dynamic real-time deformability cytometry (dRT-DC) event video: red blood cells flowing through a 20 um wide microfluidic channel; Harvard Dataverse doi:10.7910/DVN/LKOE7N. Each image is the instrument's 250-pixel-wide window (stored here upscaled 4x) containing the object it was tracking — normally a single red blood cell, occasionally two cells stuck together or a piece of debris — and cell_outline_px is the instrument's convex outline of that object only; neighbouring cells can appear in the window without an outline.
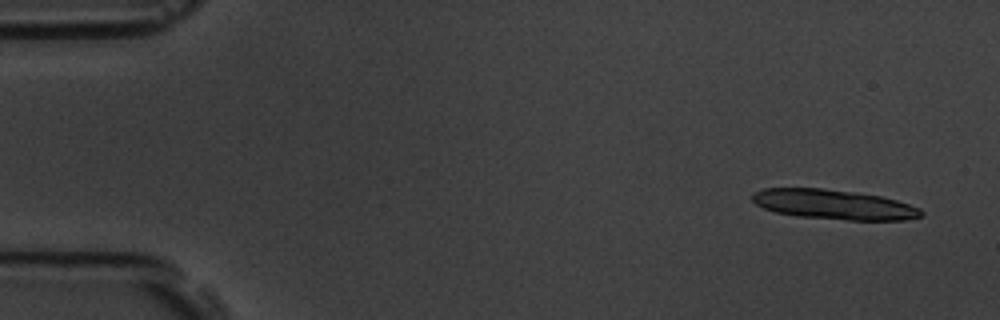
{"species": "common noctule bat (a hibernating species)", "species_latin": "Nyctalus noctula", "temperature_condition": "room temperature", "stored_images_in_passage": 6, "camera_frame_rate_fps": 3000, "um_per_image_px": 0.085, "animal": {"sex": "male", "body_mass_g": 19.5, "forearm_length_mm": 54.6}, "frame": {"image": 1, "passage_image": 1, "time_ms": 0.0, "image_size_px": [1000, 320], "cell_outline_px": [[924, 216], [904, 220], [848, 220], [796, 216], [776, 212], [764, 208], [756, 204], [752, 200], [752, 192], [764, 188], [820, 188], [852, 192], [880, 196], [896, 200], [920, 208], [924, 212]], "centroid_in_image_um": [70.87, 17.39], "position_along_channel_um": 14.1, "area_um2": 29.25}}